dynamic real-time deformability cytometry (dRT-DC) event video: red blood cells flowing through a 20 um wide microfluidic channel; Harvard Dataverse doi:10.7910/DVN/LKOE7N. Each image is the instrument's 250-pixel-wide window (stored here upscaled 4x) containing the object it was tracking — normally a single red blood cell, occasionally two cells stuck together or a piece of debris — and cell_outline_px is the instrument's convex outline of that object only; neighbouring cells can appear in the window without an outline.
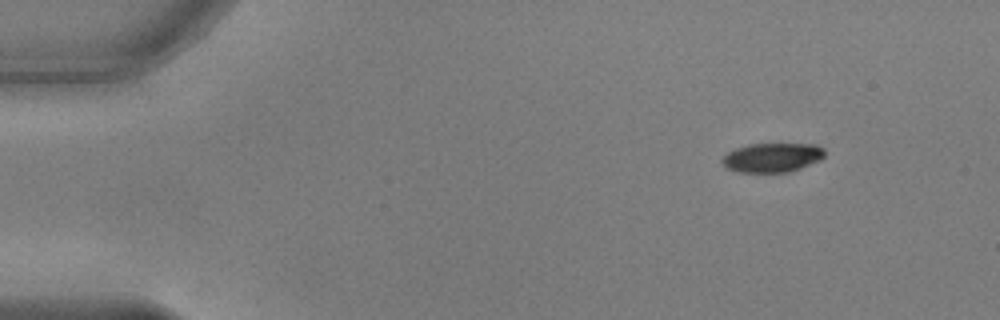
{"species": "common noctule bat (a hibernating species)", "species_latin": "Nyctalus noctula", "temperature_condition": "warm", "stored_images_in_passage": 48, "camera_frame_rate_fps": 3000, "um_per_image_px": 0.085, "animal": {"sex": "male", "body_mass_g": 17.9, "forearm_length_mm": 54.2}, "frame": {"image": 1, "passage_image": 1, "time_ms": 0.0, "image_size_px": [1000, 320], "cell_outline_px": [[824, 156], [820, 160], [800, 168], [788, 172], [736, 172], [728, 168], [720, 160], [728, 152], [736, 148], [748, 144], [816, 144], [824, 148]], "centroid_in_image_um": [65.64, 13.38], "position_along_channel_um": 19.4, "area_um2": 17.4}}
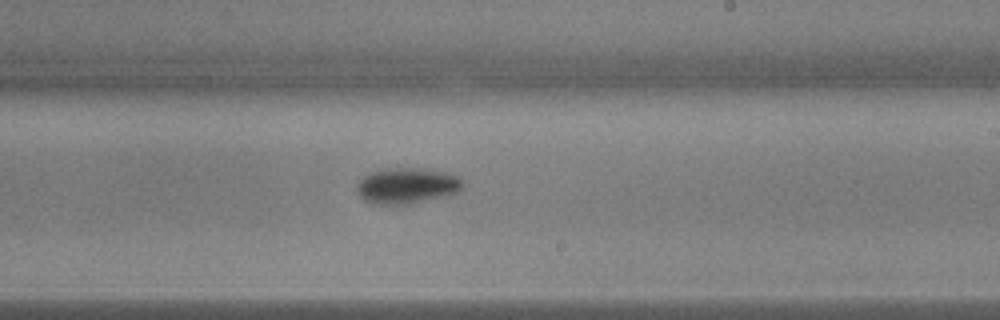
{"frame": {"image": 2, "passage_image": 27, "time_ms": 8.667, "image_size_px": [1000, 320], "cell_outline_px": [[464, 184], [456, 192], [412, 204], [372, 204], [364, 200], [356, 192], [356, 184], [368, 172], [384, 168], [424, 168], [444, 172], [460, 176], [464, 180]], "centroid_in_image_um": [34.55, 15.77], "position_along_channel_um": 254.5, "area_um2": 22.31}}
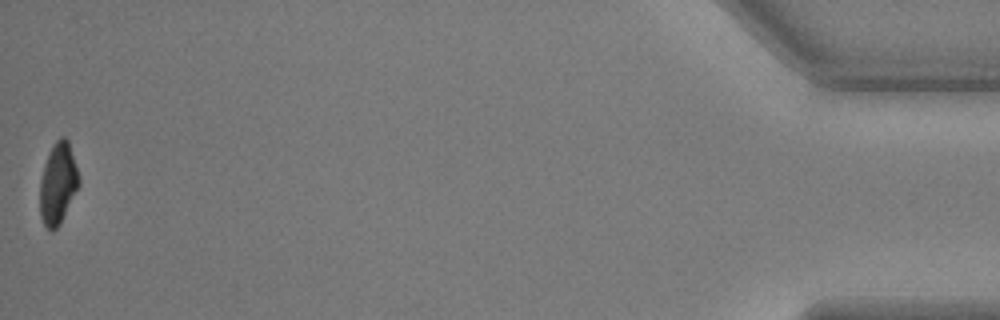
{"frame": {"image": 3, "passage_image": 48, "time_ms": 15.667, "image_size_px": [1000, 320], "cell_outline_px": [[80, 184], [60, 224], [52, 232], [44, 224], [40, 216], [40, 180], [44, 164], [48, 152], [56, 140], [60, 136], [64, 136], [68, 140], [80, 176]], "centroid_in_image_um": [4.93, 15.58], "position_along_channel_um": 430.3, "area_um2": 18.61}, "authors_computed_cell_mechanics": {"area_um2": 20.1722, "velocity_mm_per_s": 3.8091, "shape_relaxation_time_tau1_ms": 2.8195, "shape_relaxation_time_tau2_ms": null, "deformation_change_tau1": 0.1506, "deformation_change_tau2": null}}